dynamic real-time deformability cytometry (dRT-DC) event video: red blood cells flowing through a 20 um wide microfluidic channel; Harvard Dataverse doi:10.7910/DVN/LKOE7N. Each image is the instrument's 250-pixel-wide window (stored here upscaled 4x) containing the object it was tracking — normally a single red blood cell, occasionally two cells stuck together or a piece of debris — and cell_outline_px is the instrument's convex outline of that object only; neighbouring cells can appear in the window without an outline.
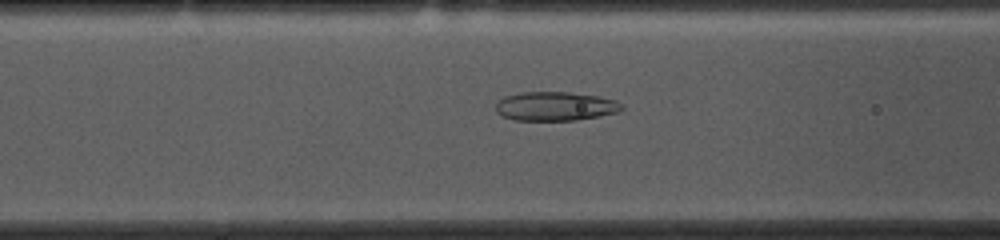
{"species": "common noctule bat (a hibernating species)", "species_latin": "Nyctalus noctula", "temperature_condition": "cold", "stored_images_in_passage": 52, "camera_frame_rate_fps": 3000, "um_per_image_px": 0.085, "animal": {"sex": "female", "body_mass_g": 10.0, "forearm_length_mm": 53.1}, "frame": {"image": 1, "passage_image": 19, "time_ms": 6.0, "image_size_px": [1000, 240], "cell_outline_px": [[624, 108], [620, 112], [600, 116], [576, 120], [512, 120], [496, 112], [496, 104], [504, 96], [520, 92], [568, 92], [600, 96], [616, 100], [624, 104]], "centroid_in_image_um": [47.25, 9.03], "position_along_channel_um": 119.4, "area_um2": 21.5}}
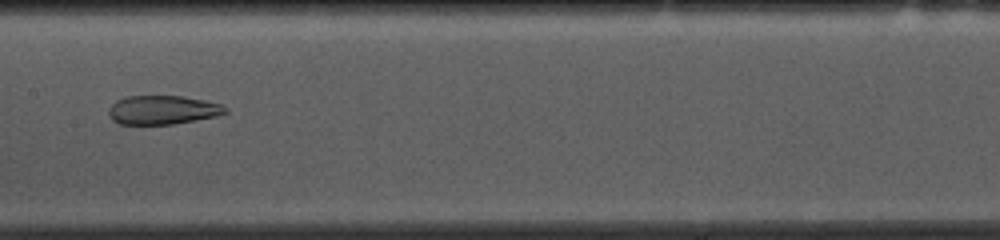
{"frame": {"image": 2, "passage_image": 25, "time_ms": 8.0, "image_size_px": [1000, 240], "cell_outline_px": [[228, 112], [216, 116], [196, 120], [172, 124], [120, 124], [112, 120], [108, 116], [108, 108], [116, 100], [128, 96], [184, 96], [204, 100], [220, 104], [228, 108]], "centroid_in_image_um": [13.81, 9.34], "position_along_channel_um": 193.6, "area_um2": 19.71}}
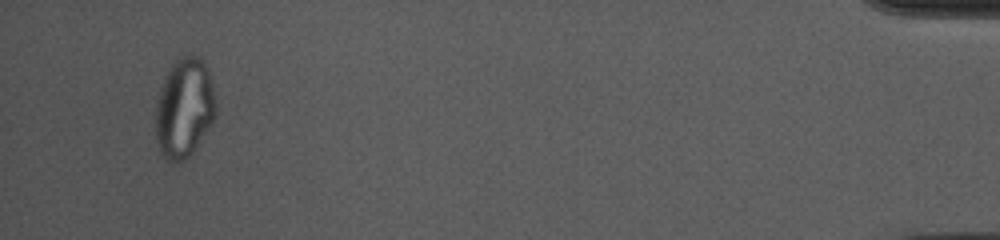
{"frame": {"image": 3, "passage_image": 50, "time_ms": 16.333, "image_size_px": [1000, 240], "cell_outline_px": [[216, 116], [192, 152], [184, 160], [172, 164], [160, 152], [156, 140], [156, 104], [164, 80], [172, 64], [180, 56], [188, 52], [192, 52], [200, 56], [204, 60], [208, 68], [216, 100]], "centroid_in_image_um": [15.68, 9.13], "position_along_channel_um": 419.5, "area_um2": 35.14}, "authors_computed_cell_mechanics": {"area_um2": 27.2816, "velocity_mm_per_s": 3.6907, "shape_relaxation_time_tau1_ms": null, "shape_relaxation_time_tau2_ms": 1.8988, "deformation_change_tau1": null, "deformation_change_tau2": 0.0925}}